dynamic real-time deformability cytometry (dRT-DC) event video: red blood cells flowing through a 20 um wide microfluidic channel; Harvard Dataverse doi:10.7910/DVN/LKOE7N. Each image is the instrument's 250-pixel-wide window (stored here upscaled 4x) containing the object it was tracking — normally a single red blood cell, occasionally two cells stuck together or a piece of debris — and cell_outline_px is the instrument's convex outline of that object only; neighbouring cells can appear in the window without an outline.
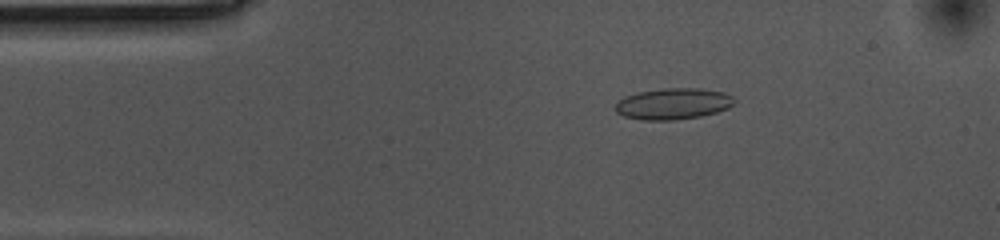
{"species": "common noctule bat (a hibernating species)", "species_latin": "Nyctalus noctula", "temperature_condition": "cold", "stored_images_in_passage": 55, "camera_frame_rate_fps": 3000, "um_per_image_px": 0.085, "animal": {"sex": "female", "body_mass_g": 10.0, "forearm_length_mm": 53.1}, "frame": {"image": 1, "passage_image": 9, "time_ms": 2.667, "image_size_px": [1000, 240], "cell_outline_px": [[736, 100], [728, 108], [716, 112], [700, 116], [672, 120], [640, 120], [624, 116], [616, 112], [616, 100], [624, 96], [636, 92], [664, 88], [700, 88], [724, 92], [732, 96]], "centroid_in_image_um": [57.19, 8.81], "position_along_channel_um": 27.8, "area_um2": 21.79}}
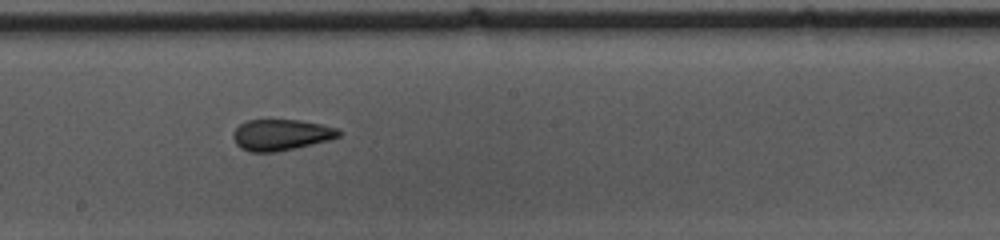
{"frame": {"image": 2, "passage_image": 29, "time_ms": 9.333, "image_size_px": [1000, 240], "cell_outline_px": [[344, 132], [340, 136], [328, 140], [296, 148], [276, 152], [252, 152], [240, 148], [236, 144], [232, 136], [236, 128], [240, 124], [248, 120], [300, 120], [320, 124], [336, 128]], "centroid_in_image_um": [23.89, 11.46], "position_along_channel_um": 224.3, "area_um2": 19.13}}
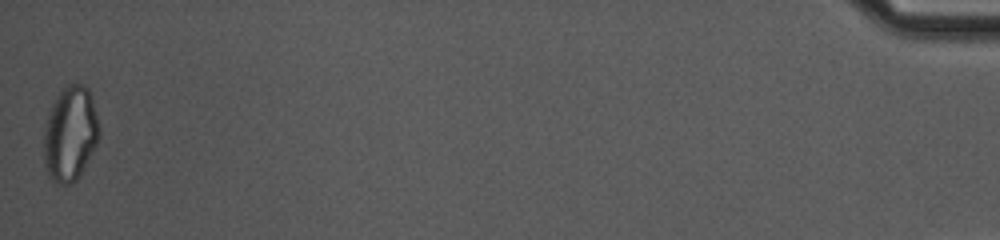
{"frame": {"image": 3, "passage_image": 55, "time_ms": 18.0, "image_size_px": [1000, 240], "cell_outline_px": [[100, 136], [96, 144], [76, 180], [72, 184], [56, 184], [48, 176], [44, 164], [44, 132], [48, 116], [52, 104], [60, 92], [68, 84], [76, 80], [84, 84], [88, 88], [96, 112], [100, 128]], "centroid_in_image_um": [5.97, 11.35], "position_along_channel_um": 429.2, "area_um2": 30.58}, "authors_computed_cell_mechanics": {"area_um2": 20.2878, "velocity_mm_per_s": 3.5451, "shape_relaxation_time_tau1_ms": null, "shape_relaxation_time_tau2_ms": 2.4424, "deformation_change_tau1": null, "deformation_change_tau2": 0.0907}}